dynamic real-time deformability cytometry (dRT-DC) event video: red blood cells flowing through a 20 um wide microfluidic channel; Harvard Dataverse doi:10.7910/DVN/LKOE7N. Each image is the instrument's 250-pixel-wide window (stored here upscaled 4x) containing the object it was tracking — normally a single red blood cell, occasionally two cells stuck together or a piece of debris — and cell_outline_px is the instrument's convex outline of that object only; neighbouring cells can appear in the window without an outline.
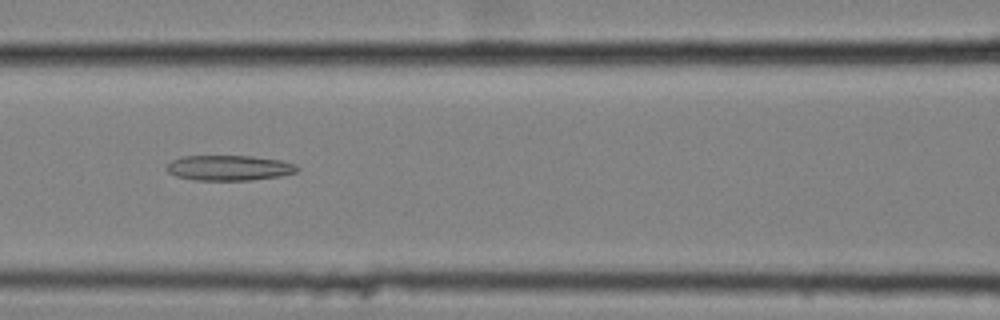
{"species": "common noctule bat (a hibernating species)", "species_latin": "Nyctalus noctula", "temperature_condition": "cold", "stored_images_in_passage": 45, "camera_frame_rate_fps": 3000, "um_per_image_px": 0.085, "animal": {"sex": "female", "body_mass_g": 25.1}, "frame": {"image": 1, "passage_image": 14, "time_ms": 4.333, "image_size_px": [1000, 320], "cell_outline_px": [[300, 168], [296, 172], [280, 176], [248, 180], [196, 180], [176, 176], [168, 172], [164, 168], [172, 160], [184, 156], [252, 156], [280, 160], [296, 164]], "centroid_in_image_um": [19.47, 14.26], "position_along_channel_um": 147.1, "area_um2": 19.19}}
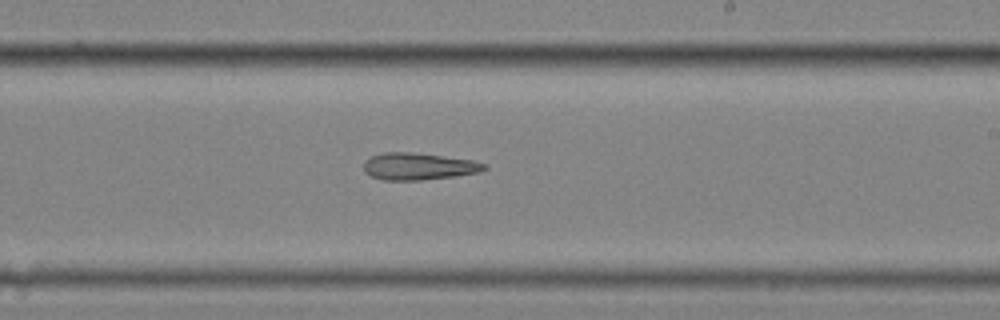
{"frame": {"image": 2, "passage_image": 23, "time_ms": 7.333, "image_size_px": [1000, 320], "cell_outline_px": [[488, 168], [480, 172], [456, 176], [420, 180], [384, 180], [372, 176], [364, 172], [364, 164], [372, 156], [384, 152], [412, 152], [472, 160], [484, 164]], "centroid_in_image_um": [35.58, 14.15], "position_along_channel_um": 253.4, "area_um2": 18.79}}
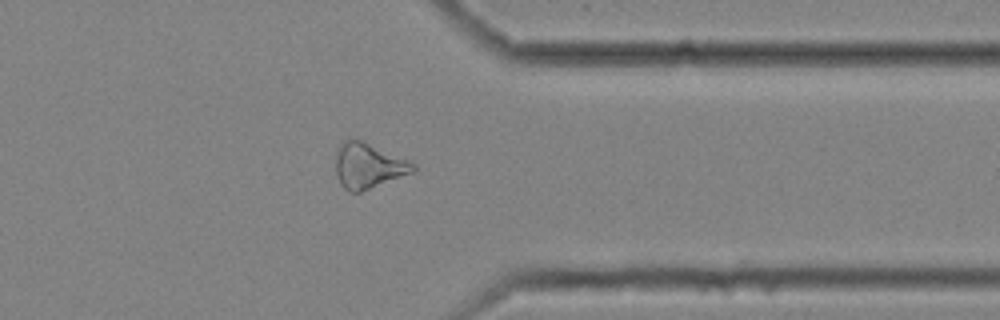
{"frame": {"image": 3, "passage_image": 34, "time_ms": 11.0, "image_size_px": [1000, 320], "cell_outline_px": [[416, 168], [412, 172], [360, 192], [348, 192], [340, 184], [336, 172], [336, 156], [340, 148], [348, 140], [360, 140], [408, 160], [416, 164]], "centroid_in_image_um": [31.31, 14.12], "position_along_channel_um": 380.1, "area_um2": 19.71}}